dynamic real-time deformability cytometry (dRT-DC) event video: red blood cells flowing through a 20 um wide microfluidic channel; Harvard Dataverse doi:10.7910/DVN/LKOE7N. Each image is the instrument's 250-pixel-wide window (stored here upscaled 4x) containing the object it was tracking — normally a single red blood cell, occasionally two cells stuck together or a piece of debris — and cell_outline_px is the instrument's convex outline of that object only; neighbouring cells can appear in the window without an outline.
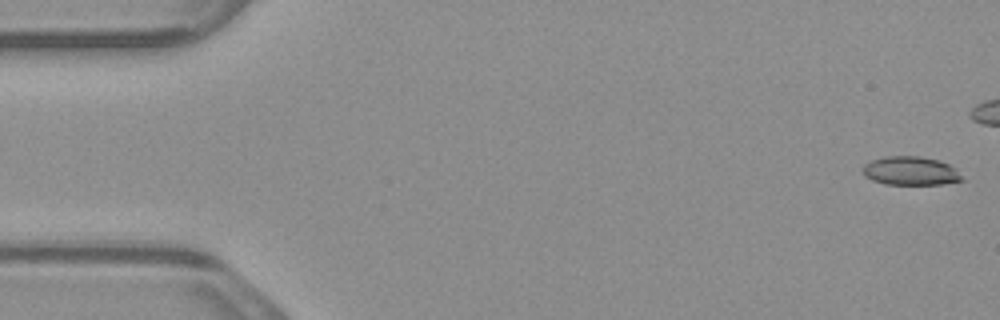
{"species": "common noctule bat (a hibernating species)", "species_latin": "Nyctalus noctula", "temperature_condition": "warm", "stored_images_in_passage": 25, "camera_frame_rate_fps": 3000, "um_per_image_px": 0.085, "animal": {"sex": "male", "body_mass_g": 23.1, "forearm_length_mm": 52.7}, "frame": {"image": 1, "passage_image": 1, "time_ms": 0.0, "image_size_px": [1000, 320], "cell_outline_px": [[968, 180], [940, 184], [884, 184], [872, 180], [864, 176], [864, 164], [872, 160], [884, 156], [920, 156], [940, 160], [956, 168]], "centroid_in_image_um": [77.46, 14.52], "position_along_channel_um": 7.5, "area_um2": 16.82}}
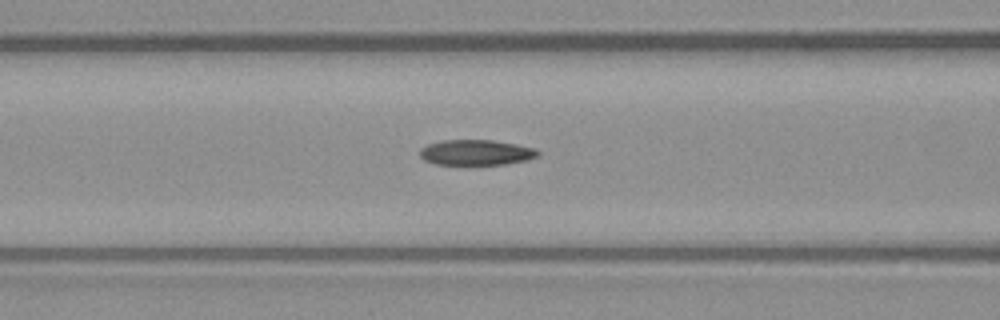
{"frame": {"image": 2, "passage_image": 21, "time_ms": 6.667, "image_size_px": [1000, 320], "cell_outline_px": [[540, 156], [528, 160], [504, 164], [436, 164], [424, 160], [420, 156], [420, 148], [428, 144], [440, 140], [492, 140], [516, 144], [536, 148], [540, 152]], "centroid_in_image_um": [40.5, 12.95], "position_along_channel_um": 126.1, "area_um2": 17.57}}
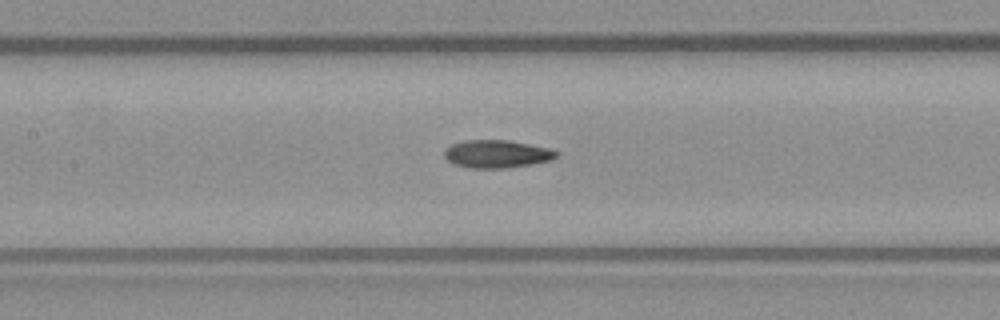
{"frame": {"image": 3, "passage_image": 24, "time_ms": 7.667, "image_size_px": [1000, 320], "cell_outline_px": [[560, 156], [552, 160], [504, 168], [468, 168], [456, 164], [448, 160], [444, 156], [444, 152], [452, 144], [464, 140], [508, 140], [552, 148], [560, 152]], "centroid_in_image_um": [42.29, 13.08], "position_along_channel_um": 165.1, "area_um2": 18.21}}